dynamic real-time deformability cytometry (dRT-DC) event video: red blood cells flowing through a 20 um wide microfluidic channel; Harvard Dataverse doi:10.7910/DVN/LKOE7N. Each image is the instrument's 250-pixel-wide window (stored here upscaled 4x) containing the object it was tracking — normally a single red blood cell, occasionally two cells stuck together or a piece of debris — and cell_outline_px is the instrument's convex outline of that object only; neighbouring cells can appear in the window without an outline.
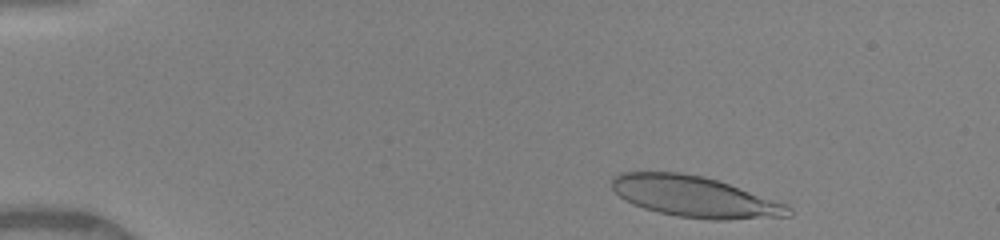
{"species": "human", "species_latin": "Homo sapiens", "temperature_condition": "warm", "stored_images_in_passage": 37, "camera_frame_rate_fps": 3000, "um_per_image_px": 0.085, "donor": {"sex": "female"}, "frame": {"image": 1, "passage_image": 2, "time_ms": 0.333, "image_size_px": [1000, 240], "cell_outline_px": [[792, 216], [728, 220], [712, 220], [676, 216], [644, 208], [632, 204], [624, 200], [612, 188], [612, 176], [620, 172], [680, 172], [704, 176], [788, 204], [792, 208]], "centroid_in_image_um": [59.06, 16.72], "position_along_channel_um": 25.9, "area_um2": 42.25}}
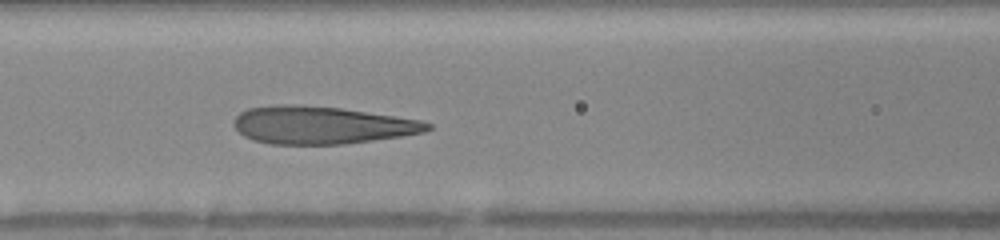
{"frame": {"image": 2, "passage_image": 17, "time_ms": 5.333, "image_size_px": [1000, 240], "cell_outline_px": [[432, 128], [424, 132], [404, 136], [344, 144], [268, 144], [252, 140], [244, 136], [232, 124], [236, 116], [240, 112], [248, 108], [284, 104], [288, 104], [340, 108], [420, 120], [432, 124]], "centroid_in_image_um": [27.32, 10.64], "position_along_channel_um": 139.3, "area_um2": 42.31}}
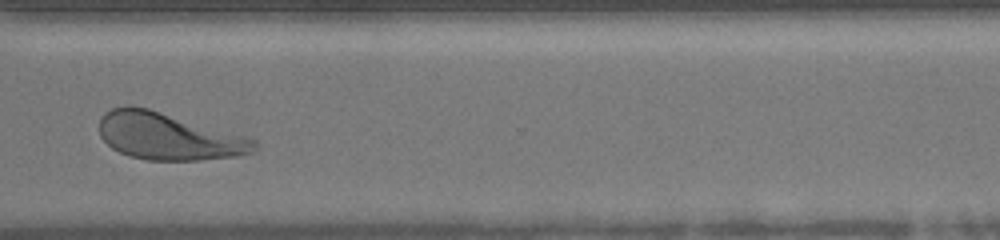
{"frame": {"image": 3, "passage_image": 33, "time_ms": 10.667, "image_size_px": [1000, 240], "cell_outline_px": [[256, 152], [236, 156], [200, 160], [148, 160], [128, 156], [112, 148], [100, 136], [100, 116], [104, 112], [112, 108], [132, 104], [148, 108], [248, 136], [256, 140]], "centroid_in_image_um": [14.33, 11.58], "position_along_channel_um": 356.3, "area_um2": 42.83}, "authors_computed_cell_mechanics": {"area_um2": 42.3674, "velocity_mm_per_s": 4.0748, "shape_relaxation_time_tau1_ms": 3.2877, "shape_relaxation_time_tau2_ms": 0.8417, "deformation_change_tau1": 0.192, "deformation_change_tau2": 0.0965}}